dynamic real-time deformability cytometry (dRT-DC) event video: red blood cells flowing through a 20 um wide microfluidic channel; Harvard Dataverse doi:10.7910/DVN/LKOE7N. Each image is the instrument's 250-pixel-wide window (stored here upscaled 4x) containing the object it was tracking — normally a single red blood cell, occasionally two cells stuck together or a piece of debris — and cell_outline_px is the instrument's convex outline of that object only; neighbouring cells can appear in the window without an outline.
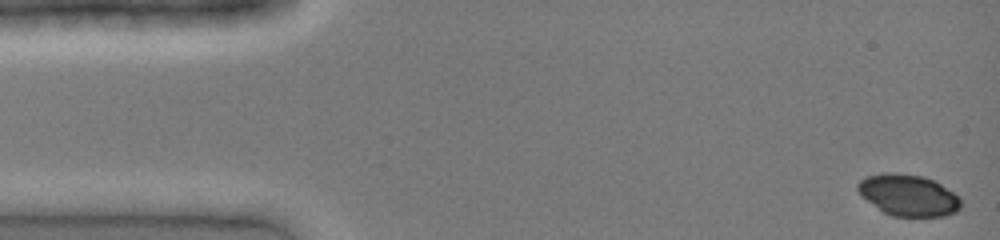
{"species": "common noctule bat (a hibernating species)", "species_latin": "Nyctalus noctula", "temperature_condition": "cold", "stored_images_in_passage": 39, "camera_frame_rate_fps": 3000, "um_per_image_px": 0.085, "animal": {"sex": "female", "body_mass_g": 19.0, "forearm_length_mm": 51.5}, "frame": {"image": 1, "passage_image": 1, "time_ms": 0.0, "image_size_px": [1000, 240], "cell_outline_px": [[960, 208], [956, 212], [944, 216], [892, 216], [884, 212], [860, 196], [856, 188], [856, 184], [860, 180], [868, 176], [884, 172], [892, 172], [924, 176], [940, 184], [960, 196]], "centroid_in_image_um": [77.18, 16.58], "position_along_channel_um": 7.8, "area_um2": 24.97}}
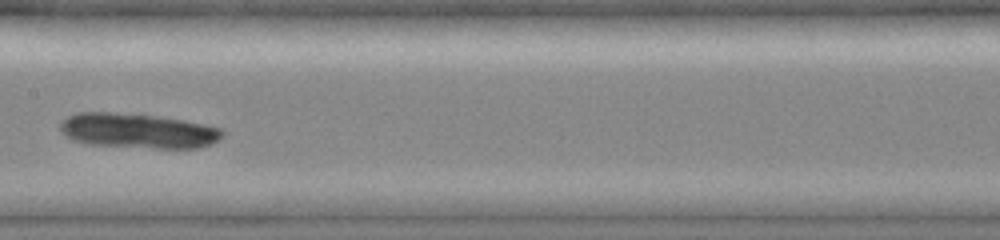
{"frame": {"image": 2, "passage_image": 21, "time_ms": 6.667, "image_size_px": [1000, 240], "cell_outline_px": [[224, 132], [212, 144], [200, 148], [156, 148], [88, 144], [72, 140], [64, 136], [60, 132], [60, 120], [76, 112], [112, 112], [156, 116], [184, 120], [204, 124], [220, 128]], "centroid_in_image_um": [11.66, 11.11], "position_along_channel_um": 195.7, "area_um2": 33.06}}
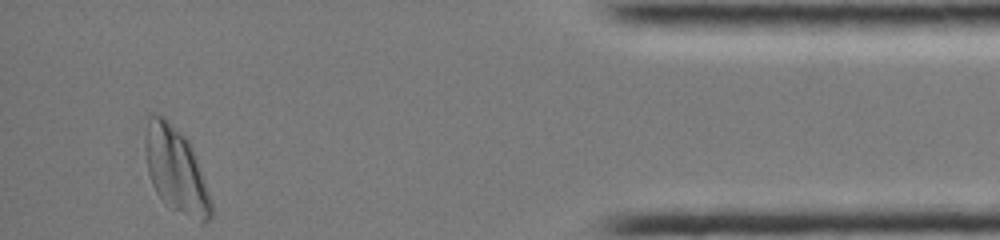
{"frame": {"image": 3, "passage_image": 39, "time_ms": 12.667, "image_size_px": [1000, 240], "cell_outline_px": [[212, 216], [204, 224], [200, 224], [164, 204], [156, 192], [152, 184], [148, 172], [144, 152], [144, 136], [148, 116], [152, 112], [160, 112], [188, 140], [192, 148], [212, 200]], "centroid_in_image_um": [14.93, 14.45], "position_along_channel_um": 420.3, "area_um2": 33.35}}